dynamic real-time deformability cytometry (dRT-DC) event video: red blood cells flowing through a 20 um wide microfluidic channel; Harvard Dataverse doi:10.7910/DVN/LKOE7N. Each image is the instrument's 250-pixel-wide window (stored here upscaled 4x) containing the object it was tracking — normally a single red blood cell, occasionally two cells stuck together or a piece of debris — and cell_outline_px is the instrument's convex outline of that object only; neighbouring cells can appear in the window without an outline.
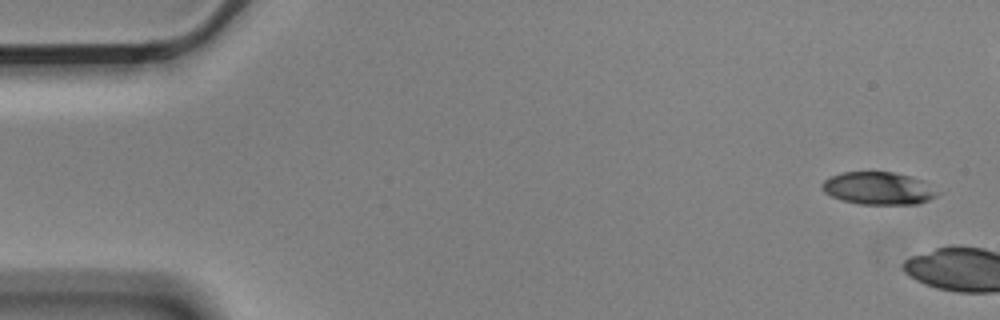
{"species": "Egyptian fruit bat (a non-hibernating species)", "species_latin": "Rousettus aegyptiacus", "temperature_condition": "cold", "stored_images_in_passage": 3, "camera_frame_rate_fps": 3000, "um_per_image_px": 0.085, "animal": {"sex": "male"}, "frame": {"image": 1, "passage_image": 1, "time_ms": 0.0, "image_size_px": [1000, 320], "cell_outline_px": [[940, 192], [936, 196], [920, 204], [860, 204], [840, 200], [824, 192], [820, 184], [824, 180], [840, 172], [892, 172], [912, 176], [924, 180]], "centroid_in_image_um": [74.68, 16.0], "position_along_channel_um": 10.3, "area_um2": 22.14}}